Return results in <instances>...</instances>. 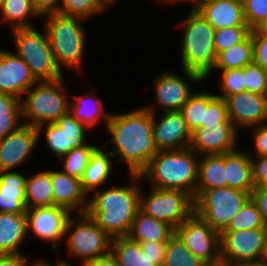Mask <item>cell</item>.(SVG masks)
Instances as JSON below:
<instances>
[{
    "instance_id": "6da1fadb",
    "label": "cell",
    "mask_w": 267,
    "mask_h": 266,
    "mask_svg": "<svg viewBox=\"0 0 267 266\" xmlns=\"http://www.w3.org/2000/svg\"><path fill=\"white\" fill-rule=\"evenodd\" d=\"M114 144L110 153L115 157V165L123 161L128 174H140L150 160L158 153L153 135V113L145 107L120 114H110L105 127ZM120 160H119V159Z\"/></svg>"
},
{
    "instance_id": "7a4b0ae2",
    "label": "cell",
    "mask_w": 267,
    "mask_h": 266,
    "mask_svg": "<svg viewBox=\"0 0 267 266\" xmlns=\"http://www.w3.org/2000/svg\"><path fill=\"white\" fill-rule=\"evenodd\" d=\"M130 186H113L96 190L88 199L86 213L112 239L129 234L132 222L139 211L142 179L140 174H128ZM139 183V184H138Z\"/></svg>"
},
{
    "instance_id": "3957f363",
    "label": "cell",
    "mask_w": 267,
    "mask_h": 266,
    "mask_svg": "<svg viewBox=\"0 0 267 266\" xmlns=\"http://www.w3.org/2000/svg\"><path fill=\"white\" fill-rule=\"evenodd\" d=\"M199 155L189 147L160 150L140 173L150 187L180 190L196 196Z\"/></svg>"
},
{
    "instance_id": "277c9868",
    "label": "cell",
    "mask_w": 267,
    "mask_h": 266,
    "mask_svg": "<svg viewBox=\"0 0 267 266\" xmlns=\"http://www.w3.org/2000/svg\"><path fill=\"white\" fill-rule=\"evenodd\" d=\"M188 11V16L183 19L181 67L207 80L213 72L217 57L214 48L215 29L198 11Z\"/></svg>"
},
{
    "instance_id": "5b68a950",
    "label": "cell",
    "mask_w": 267,
    "mask_h": 266,
    "mask_svg": "<svg viewBox=\"0 0 267 266\" xmlns=\"http://www.w3.org/2000/svg\"><path fill=\"white\" fill-rule=\"evenodd\" d=\"M45 19L44 29L58 66L82 73L86 34L79 17L51 13ZM64 67V68H63Z\"/></svg>"
},
{
    "instance_id": "8992f818",
    "label": "cell",
    "mask_w": 267,
    "mask_h": 266,
    "mask_svg": "<svg viewBox=\"0 0 267 266\" xmlns=\"http://www.w3.org/2000/svg\"><path fill=\"white\" fill-rule=\"evenodd\" d=\"M21 100L22 123L38 127L55 123L69 113L70 101L66 98L64 78L54 81H37Z\"/></svg>"
},
{
    "instance_id": "52a82bcc",
    "label": "cell",
    "mask_w": 267,
    "mask_h": 266,
    "mask_svg": "<svg viewBox=\"0 0 267 266\" xmlns=\"http://www.w3.org/2000/svg\"><path fill=\"white\" fill-rule=\"evenodd\" d=\"M11 33L16 49L14 54L24 60L37 81H54L63 77L45 29L16 28Z\"/></svg>"
},
{
    "instance_id": "ba28073f",
    "label": "cell",
    "mask_w": 267,
    "mask_h": 266,
    "mask_svg": "<svg viewBox=\"0 0 267 266\" xmlns=\"http://www.w3.org/2000/svg\"><path fill=\"white\" fill-rule=\"evenodd\" d=\"M250 193L227 186L196 191L195 213L221 234L233 216L250 199Z\"/></svg>"
},
{
    "instance_id": "9c48e42d",
    "label": "cell",
    "mask_w": 267,
    "mask_h": 266,
    "mask_svg": "<svg viewBox=\"0 0 267 266\" xmlns=\"http://www.w3.org/2000/svg\"><path fill=\"white\" fill-rule=\"evenodd\" d=\"M75 215L74 219L73 215L70 217L66 227V234L71 231L65 239L69 255L79 258L83 265L110 254L113 239L86 212Z\"/></svg>"
},
{
    "instance_id": "30bf717a",
    "label": "cell",
    "mask_w": 267,
    "mask_h": 266,
    "mask_svg": "<svg viewBox=\"0 0 267 266\" xmlns=\"http://www.w3.org/2000/svg\"><path fill=\"white\" fill-rule=\"evenodd\" d=\"M139 210L175 230L195 212V204L189 193L151 187L146 197L141 189Z\"/></svg>"
},
{
    "instance_id": "8fae6325",
    "label": "cell",
    "mask_w": 267,
    "mask_h": 266,
    "mask_svg": "<svg viewBox=\"0 0 267 266\" xmlns=\"http://www.w3.org/2000/svg\"><path fill=\"white\" fill-rule=\"evenodd\" d=\"M266 238V228L223 231L220 234L222 264L236 266L243 263L261 262Z\"/></svg>"
},
{
    "instance_id": "7c38bea8",
    "label": "cell",
    "mask_w": 267,
    "mask_h": 266,
    "mask_svg": "<svg viewBox=\"0 0 267 266\" xmlns=\"http://www.w3.org/2000/svg\"><path fill=\"white\" fill-rule=\"evenodd\" d=\"M185 246L207 266L221 264L220 234L195 212L175 229Z\"/></svg>"
},
{
    "instance_id": "4fadbf2b",
    "label": "cell",
    "mask_w": 267,
    "mask_h": 266,
    "mask_svg": "<svg viewBox=\"0 0 267 266\" xmlns=\"http://www.w3.org/2000/svg\"><path fill=\"white\" fill-rule=\"evenodd\" d=\"M185 78L172 71L162 72L160 75L154 78V90H155V105H146V109L152 113H156V104L163 112L167 111H179L182 106L187 102L189 97L194 93L190 82L195 84L204 81V79L198 74L190 71L183 70ZM189 80V81H188Z\"/></svg>"
},
{
    "instance_id": "5bb4252c",
    "label": "cell",
    "mask_w": 267,
    "mask_h": 266,
    "mask_svg": "<svg viewBox=\"0 0 267 266\" xmlns=\"http://www.w3.org/2000/svg\"><path fill=\"white\" fill-rule=\"evenodd\" d=\"M72 212L61 206L37 207L27 209V234H33L50 243L57 250L58 242L66 236V227Z\"/></svg>"
},
{
    "instance_id": "9a60e30c",
    "label": "cell",
    "mask_w": 267,
    "mask_h": 266,
    "mask_svg": "<svg viewBox=\"0 0 267 266\" xmlns=\"http://www.w3.org/2000/svg\"><path fill=\"white\" fill-rule=\"evenodd\" d=\"M36 129L38 139H40L43 131L48 149L60 158L72 148L86 143V129L88 127L68 113L55 123L42 124Z\"/></svg>"
},
{
    "instance_id": "2e32d148",
    "label": "cell",
    "mask_w": 267,
    "mask_h": 266,
    "mask_svg": "<svg viewBox=\"0 0 267 266\" xmlns=\"http://www.w3.org/2000/svg\"><path fill=\"white\" fill-rule=\"evenodd\" d=\"M224 100L228 118L238 130L267 123V95L243 91Z\"/></svg>"
},
{
    "instance_id": "e0dca14e",
    "label": "cell",
    "mask_w": 267,
    "mask_h": 266,
    "mask_svg": "<svg viewBox=\"0 0 267 266\" xmlns=\"http://www.w3.org/2000/svg\"><path fill=\"white\" fill-rule=\"evenodd\" d=\"M38 142L37 129L24 123L1 139L0 171H14L16 166L25 163Z\"/></svg>"
},
{
    "instance_id": "ac0fdd59",
    "label": "cell",
    "mask_w": 267,
    "mask_h": 266,
    "mask_svg": "<svg viewBox=\"0 0 267 266\" xmlns=\"http://www.w3.org/2000/svg\"><path fill=\"white\" fill-rule=\"evenodd\" d=\"M156 116V113H153V135L158 151L189 147L191 131L180 111L163 112L159 119Z\"/></svg>"
},
{
    "instance_id": "d6986e66",
    "label": "cell",
    "mask_w": 267,
    "mask_h": 266,
    "mask_svg": "<svg viewBox=\"0 0 267 266\" xmlns=\"http://www.w3.org/2000/svg\"><path fill=\"white\" fill-rule=\"evenodd\" d=\"M238 132L236 126L197 128L191 133L189 148L199 156L229 153L239 148Z\"/></svg>"
},
{
    "instance_id": "ffe728a7",
    "label": "cell",
    "mask_w": 267,
    "mask_h": 266,
    "mask_svg": "<svg viewBox=\"0 0 267 266\" xmlns=\"http://www.w3.org/2000/svg\"><path fill=\"white\" fill-rule=\"evenodd\" d=\"M37 80L29 66L14 52L0 49V93L20 98Z\"/></svg>"
},
{
    "instance_id": "44dd1931",
    "label": "cell",
    "mask_w": 267,
    "mask_h": 266,
    "mask_svg": "<svg viewBox=\"0 0 267 266\" xmlns=\"http://www.w3.org/2000/svg\"><path fill=\"white\" fill-rule=\"evenodd\" d=\"M51 186L56 206L70 210L73 215L75 212H86L89 196L82 189L81 179L68 176L60 170H51Z\"/></svg>"
},
{
    "instance_id": "7402d4cb",
    "label": "cell",
    "mask_w": 267,
    "mask_h": 266,
    "mask_svg": "<svg viewBox=\"0 0 267 266\" xmlns=\"http://www.w3.org/2000/svg\"><path fill=\"white\" fill-rule=\"evenodd\" d=\"M27 177L17 171H0V213H26Z\"/></svg>"
},
{
    "instance_id": "603a6c76",
    "label": "cell",
    "mask_w": 267,
    "mask_h": 266,
    "mask_svg": "<svg viewBox=\"0 0 267 266\" xmlns=\"http://www.w3.org/2000/svg\"><path fill=\"white\" fill-rule=\"evenodd\" d=\"M215 29L235 26H248L244 18L242 0H219L202 5L197 10Z\"/></svg>"
},
{
    "instance_id": "cb8c5ba5",
    "label": "cell",
    "mask_w": 267,
    "mask_h": 266,
    "mask_svg": "<svg viewBox=\"0 0 267 266\" xmlns=\"http://www.w3.org/2000/svg\"><path fill=\"white\" fill-rule=\"evenodd\" d=\"M251 153L239 150L225 153L226 186L251 192L254 188L252 179Z\"/></svg>"
},
{
    "instance_id": "d4e9b609",
    "label": "cell",
    "mask_w": 267,
    "mask_h": 266,
    "mask_svg": "<svg viewBox=\"0 0 267 266\" xmlns=\"http://www.w3.org/2000/svg\"><path fill=\"white\" fill-rule=\"evenodd\" d=\"M26 236V213H0V254H20Z\"/></svg>"
},
{
    "instance_id": "484cf974",
    "label": "cell",
    "mask_w": 267,
    "mask_h": 266,
    "mask_svg": "<svg viewBox=\"0 0 267 266\" xmlns=\"http://www.w3.org/2000/svg\"><path fill=\"white\" fill-rule=\"evenodd\" d=\"M107 148L102 149L99 146L93 151L89 158L83 177L81 178V186L83 191L88 195L98 190V187L105 185L113 170L110 158L113 155Z\"/></svg>"
},
{
    "instance_id": "4316f807",
    "label": "cell",
    "mask_w": 267,
    "mask_h": 266,
    "mask_svg": "<svg viewBox=\"0 0 267 266\" xmlns=\"http://www.w3.org/2000/svg\"><path fill=\"white\" fill-rule=\"evenodd\" d=\"M175 233L168 224L145 215L140 210L132 222L127 237L134 242H167Z\"/></svg>"
},
{
    "instance_id": "83f0119b",
    "label": "cell",
    "mask_w": 267,
    "mask_h": 266,
    "mask_svg": "<svg viewBox=\"0 0 267 266\" xmlns=\"http://www.w3.org/2000/svg\"><path fill=\"white\" fill-rule=\"evenodd\" d=\"M70 101L69 113L79 122L85 124L89 129L95 127L100 122H104L106 127L110 114L105 111L103 103L93 93L74 96Z\"/></svg>"
},
{
    "instance_id": "f1b7e54d",
    "label": "cell",
    "mask_w": 267,
    "mask_h": 266,
    "mask_svg": "<svg viewBox=\"0 0 267 266\" xmlns=\"http://www.w3.org/2000/svg\"><path fill=\"white\" fill-rule=\"evenodd\" d=\"M225 186V154L200 156L196 191H206Z\"/></svg>"
},
{
    "instance_id": "f546056e",
    "label": "cell",
    "mask_w": 267,
    "mask_h": 266,
    "mask_svg": "<svg viewBox=\"0 0 267 266\" xmlns=\"http://www.w3.org/2000/svg\"><path fill=\"white\" fill-rule=\"evenodd\" d=\"M26 208L56 206L53 201L51 170L38 171L26 181Z\"/></svg>"
},
{
    "instance_id": "4dcf8cb0",
    "label": "cell",
    "mask_w": 267,
    "mask_h": 266,
    "mask_svg": "<svg viewBox=\"0 0 267 266\" xmlns=\"http://www.w3.org/2000/svg\"><path fill=\"white\" fill-rule=\"evenodd\" d=\"M111 253L120 266H156V260L145 253L139 243L127 236L113 238Z\"/></svg>"
},
{
    "instance_id": "1f68e13d",
    "label": "cell",
    "mask_w": 267,
    "mask_h": 266,
    "mask_svg": "<svg viewBox=\"0 0 267 266\" xmlns=\"http://www.w3.org/2000/svg\"><path fill=\"white\" fill-rule=\"evenodd\" d=\"M253 63V40L251 33L240 43L220 52L213 70L244 68Z\"/></svg>"
},
{
    "instance_id": "d6a6232c",
    "label": "cell",
    "mask_w": 267,
    "mask_h": 266,
    "mask_svg": "<svg viewBox=\"0 0 267 266\" xmlns=\"http://www.w3.org/2000/svg\"><path fill=\"white\" fill-rule=\"evenodd\" d=\"M2 21L9 23V29L31 28L30 18H41L32 0H4L0 9Z\"/></svg>"
},
{
    "instance_id": "836d02e7",
    "label": "cell",
    "mask_w": 267,
    "mask_h": 266,
    "mask_svg": "<svg viewBox=\"0 0 267 266\" xmlns=\"http://www.w3.org/2000/svg\"><path fill=\"white\" fill-rule=\"evenodd\" d=\"M20 118V98L12 94L0 93V140L23 124Z\"/></svg>"
},
{
    "instance_id": "e575fe53",
    "label": "cell",
    "mask_w": 267,
    "mask_h": 266,
    "mask_svg": "<svg viewBox=\"0 0 267 266\" xmlns=\"http://www.w3.org/2000/svg\"><path fill=\"white\" fill-rule=\"evenodd\" d=\"M215 97L214 93L208 91L194 92L179 110L191 133L203 124L204 109Z\"/></svg>"
},
{
    "instance_id": "d590c367",
    "label": "cell",
    "mask_w": 267,
    "mask_h": 266,
    "mask_svg": "<svg viewBox=\"0 0 267 266\" xmlns=\"http://www.w3.org/2000/svg\"><path fill=\"white\" fill-rule=\"evenodd\" d=\"M162 266H207L191 253L179 236L174 233L166 242Z\"/></svg>"
},
{
    "instance_id": "8d00e7d4",
    "label": "cell",
    "mask_w": 267,
    "mask_h": 266,
    "mask_svg": "<svg viewBox=\"0 0 267 266\" xmlns=\"http://www.w3.org/2000/svg\"><path fill=\"white\" fill-rule=\"evenodd\" d=\"M97 145L88 144L87 142L81 146L72 148L66 155L59 158L63 165V171L68 176L81 179L84 175L89 158Z\"/></svg>"
},
{
    "instance_id": "74e56055",
    "label": "cell",
    "mask_w": 267,
    "mask_h": 266,
    "mask_svg": "<svg viewBox=\"0 0 267 266\" xmlns=\"http://www.w3.org/2000/svg\"><path fill=\"white\" fill-rule=\"evenodd\" d=\"M110 5L107 0H61L59 14L89 20Z\"/></svg>"
},
{
    "instance_id": "f35d334b",
    "label": "cell",
    "mask_w": 267,
    "mask_h": 266,
    "mask_svg": "<svg viewBox=\"0 0 267 266\" xmlns=\"http://www.w3.org/2000/svg\"><path fill=\"white\" fill-rule=\"evenodd\" d=\"M265 228L261 213L256 204L250 198L233 216L228 227L224 231H237L240 229Z\"/></svg>"
},
{
    "instance_id": "ab89813d",
    "label": "cell",
    "mask_w": 267,
    "mask_h": 266,
    "mask_svg": "<svg viewBox=\"0 0 267 266\" xmlns=\"http://www.w3.org/2000/svg\"><path fill=\"white\" fill-rule=\"evenodd\" d=\"M250 32L249 26L225 27L215 30L214 48L216 55L242 42Z\"/></svg>"
},
{
    "instance_id": "60d3db41",
    "label": "cell",
    "mask_w": 267,
    "mask_h": 266,
    "mask_svg": "<svg viewBox=\"0 0 267 266\" xmlns=\"http://www.w3.org/2000/svg\"><path fill=\"white\" fill-rule=\"evenodd\" d=\"M218 85L219 90L221 89V94L216 93L215 95L223 99L246 91L244 68L221 70Z\"/></svg>"
},
{
    "instance_id": "b9f144b4",
    "label": "cell",
    "mask_w": 267,
    "mask_h": 266,
    "mask_svg": "<svg viewBox=\"0 0 267 266\" xmlns=\"http://www.w3.org/2000/svg\"><path fill=\"white\" fill-rule=\"evenodd\" d=\"M213 126H235L228 118L227 105L223 98L216 96L204 109L203 124L199 128Z\"/></svg>"
},
{
    "instance_id": "7bdbcfd3",
    "label": "cell",
    "mask_w": 267,
    "mask_h": 266,
    "mask_svg": "<svg viewBox=\"0 0 267 266\" xmlns=\"http://www.w3.org/2000/svg\"><path fill=\"white\" fill-rule=\"evenodd\" d=\"M246 91L267 95V71L260 65L251 63L244 67Z\"/></svg>"
},
{
    "instance_id": "ee69618b",
    "label": "cell",
    "mask_w": 267,
    "mask_h": 266,
    "mask_svg": "<svg viewBox=\"0 0 267 266\" xmlns=\"http://www.w3.org/2000/svg\"><path fill=\"white\" fill-rule=\"evenodd\" d=\"M244 18L251 30L256 29L267 16V0H242Z\"/></svg>"
},
{
    "instance_id": "f6af8a7d",
    "label": "cell",
    "mask_w": 267,
    "mask_h": 266,
    "mask_svg": "<svg viewBox=\"0 0 267 266\" xmlns=\"http://www.w3.org/2000/svg\"><path fill=\"white\" fill-rule=\"evenodd\" d=\"M253 40V62L267 71V32L251 30Z\"/></svg>"
},
{
    "instance_id": "bcb514c9",
    "label": "cell",
    "mask_w": 267,
    "mask_h": 266,
    "mask_svg": "<svg viewBox=\"0 0 267 266\" xmlns=\"http://www.w3.org/2000/svg\"><path fill=\"white\" fill-rule=\"evenodd\" d=\"M250 156L254 188L267 186V154L259 157Z\"/></svg>"
},
{
    "instance_id": "7dc6e473",
    "label": "cell",
    "mask_w": 267,
    "mask_h": 266,
    "mask_svg": "<svg viewBox=\"0 0 267 266\" xmlns=\"http://www.w3.org/2000/svg\"><path fill=\"white\" fill-rule=\"evenodd\" d=\"M254 143V151L256 157L267 154V123L250 127Z\"/></svg>"
},
{
    "instance_id": "c3c4849f",
    "label": "cell",
    "mask_w": 267,
    "mask_h": 266,
    "mask_svg": "<svg viewBox=\"0 0 267 266\" xmlns=\"http://www.w3.org/2000/svg\"><path fill=\"white\" fill-rule=\"evenodd\" d=\"M142 250L147 253L153 260H156V266H162L166 242H139Z\"/></svg>"
},
{
    "instance_id": "681fc988",
    "label": "cell",
    "mask_w": 267,
    "mask_h": 266,
    "mask_svg": "<svg viewBox=\"0 0 267 266\" xmlns=\"http://www.w3.org/2000/svg\"><path fill=\"white\" fill-rule=\"evenodd\" d=\"M250 198L261 213L263 223L267 229V186L253 188L250 193Z\"/></svg>"
},
{
    "instance_id": "f907efd6",
    "label": "cell",
    "mask_w": 267,
    "mask_h": 266,
    "mask_svg": "<svg viewBox=\"0 0 267 266\" xmlns=\"http://www.w3.org/2000/svg\"><path fill=\"white\" fill-rule=\"evenodd\" d=\"M35 10L40 17L51 13H59L61 0H32Z\"/></svg>"
},
{
    "instance_id": "816d5d0a",
    "label": "cell",
    "mask_w": 267,
    "mask_h": 266,
    "mask_svg": "<svg viewBox=\"0 0 267 266\" xmlns=\"http://www.w3.org/2000/svg\"><path fill=\"white\" fill-rule=\"evenodd\" d=\"M30 258L20 254H0V266H27Z\"/></svg>"
},
{
    "instance_id": "f5cc1de1",
    "label": "cell",
    "mask_w": 267,
    "mask_h": 266,
    "mask_svg": "<svg viewBox=\"0 0 267 266\" xmlns=\"http://www.w3.org/2000/svg\"><path fill=\"white\" fill-rule=\"evenodd\" d=\"M82 266H120V265L117 259L113 256V254L110 253L106 256L86 262Z\"/></svg>"
},
{
    "instance_id": "db71d44e",
    "label": "cell",
    "mask_w": 267,
    "mask_h": 266,
    "mask_svg": "<svg viewBox=\"0 0 267 266\" xmlns=\"http://www.w3.org/2000/svg\"><path fill=\"white\" fill-rule=\"evenodd\" d=\"M58 258H59V259H57L58 263L56 265L55 264L52 265L50 262L44 260L43 258H41V259L39 258L35 262L31 261V263H30V261H28L27 266H71V264H72L71 262H67V260L60 259L59 255H58Z\"/></svg>"
},
{
    "instance_id": "11a10c76",
    "label": "cell",
    "mask_w": 267,
    "mask_h": 266,
    "mask_svg": "<svg viewBox=\"0 0 267 266\" xmlns=\"http://www.w3.org/2000/svg\"><path fill=\"white\" fill-rule=\"evenodd\" d=\"M217 1L219 0H197L195 4V11H197L202 5H208Z\"/></svg>"
},
{
    "instance_id": "9f6ffc18",
    "label": "cell",
    "mask_w": 267,
    "mask_h": 266,
    "mask_svg": "<svg viewBox=\"0 0 267 266\" xmlns=\"http://www.w3.org/2000/svg\"><path fill=\"white\" fill-rule=\"evenodd\" d=\"M164 1H166V0H164ZM181 1L183 3H184V1H186V2L187 1L189 2L190 1V3H192V4L194 3V5H192V7L190 9L195 10V4H196L197 0H167V2L172 3V4L173 3L175 4V2H177V3L179 2L180 3Z\"/></svg>"
},
{
    "instance_id": "6f0895ef",
    "label": "cell",
    "mask_w": 267,
    "mask_h": 266,
    "mask_svg": "<svg viewBox=\"0 0 267 266\" xmlns=\"http://www.w3.org/2000/svg\"><path fill=\"white\" fill-rule=\"evenodd\" d=\"M254 30L267 32V16L264 19V21L256 29H254Z\"/></svg>"
},
{
    "instance_id": "680465c9",
    "label": "cell",
    "mask_w": 267,
    "mask_h": 266,
    "mask_svg": "<svg viewBox=\"0 0 267 266\" xmlns=\"http://www.w3.org/2000/svg\"><path fill=\"white\" fill-rule=\"evenodd\" d=\"M261 262L263 264L267 265V238H266L265 248H264V252H263V256H262Z\"/></svg>"
},
{
    "instance_id": "91938a15",
    "label": "cell",
    "mask_w": 267,
    "mask_h": 266,
    "mask_svg": "<svg viewBox=\"0 0 267 266\" xmlns=\"http://www.w3.org/2000/svg\"><path fill=\"white\" fill-rule=\"evenodd\" d=\"M236 266H267V265L263 264L262 262H257V263H243Z\"/></svg>"
},
{
    "instance_id": "94428289",
    "label": "cell",
    "mask_w": 267,
    "mask_h": 266,
    "mask_svg": "<svg viewBox=\"0 0 267 266\" xmlns=\"http://www.w3.org/2000/svg\"><path fill=\"white\" fill-rule=\"evenodd\" d=\"M111 5H113L114 2H116L117 0H107Z\"/></svg>"
},
{
    "instance_id": "6125c7cd",
    "label": "cell",
    "mask_w": 267,
    "mask_h": 266,
    "mask_svg": "<svg viewBox=\"0 0 267 266\" xmlns=\"http://www.w3.org/2000/svg\"><path fill=\"white\" fill-rule=\"evenodd\" d=\"M3 2H4V0H0V9L2 7Z\"/></svg>"
},
{
    "instance_id": "be15d7a7",
    "label": "cell",
    "mask_w": 267,
    "mask_h": 266,
    "mask_svg": "<svg viewBox=\"0 0 267 266\" xmlns=\"http://www.w3.org/2000/svg\"><path fill=\"white\" fill-rule=\"evenodd\" d=\"M215 266H226V265L221 263V264H218V265H215Z\"/></svg>"
}]
</instances>
